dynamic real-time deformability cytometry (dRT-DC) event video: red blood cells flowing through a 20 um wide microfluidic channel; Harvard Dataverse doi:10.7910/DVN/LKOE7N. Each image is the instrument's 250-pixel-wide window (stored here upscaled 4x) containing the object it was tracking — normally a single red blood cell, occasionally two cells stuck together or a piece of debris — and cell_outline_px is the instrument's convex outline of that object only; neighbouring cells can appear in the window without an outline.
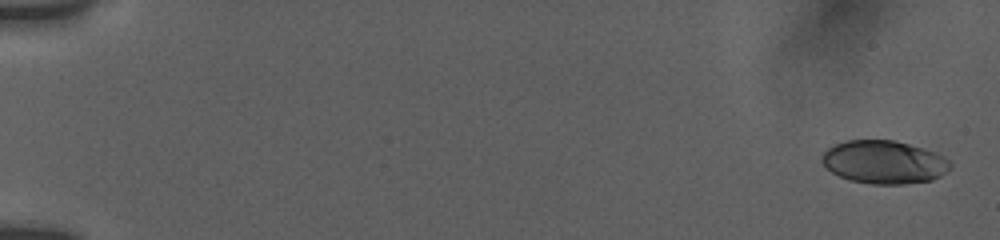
{"species": "human", "species_latin": "Homo sapiens", "temperature_condition": "room temperature", "stored_images_in_passage": 10, "camera_frame_rate_fps": 3000, "um_per_image_px": 0.085, "donor": {"sex": "female"}, "frame": {"image": 1, "passage_image": 1, "time_ms": 0.0, "image_size_px": [1000, 240], "cell_outline_px": [[952, 164], [940, 176], [932, 180], [904, 184], [872, 184], [848, 180], [832, 172], [820, 160], [824, 152], [828, 148], [844, 140], [896, 140], [944, 156]], "centroid_in_image_um": [75.11, 13.78], "position_along_channel_um": 9.9, "area_um2": 32.02}}